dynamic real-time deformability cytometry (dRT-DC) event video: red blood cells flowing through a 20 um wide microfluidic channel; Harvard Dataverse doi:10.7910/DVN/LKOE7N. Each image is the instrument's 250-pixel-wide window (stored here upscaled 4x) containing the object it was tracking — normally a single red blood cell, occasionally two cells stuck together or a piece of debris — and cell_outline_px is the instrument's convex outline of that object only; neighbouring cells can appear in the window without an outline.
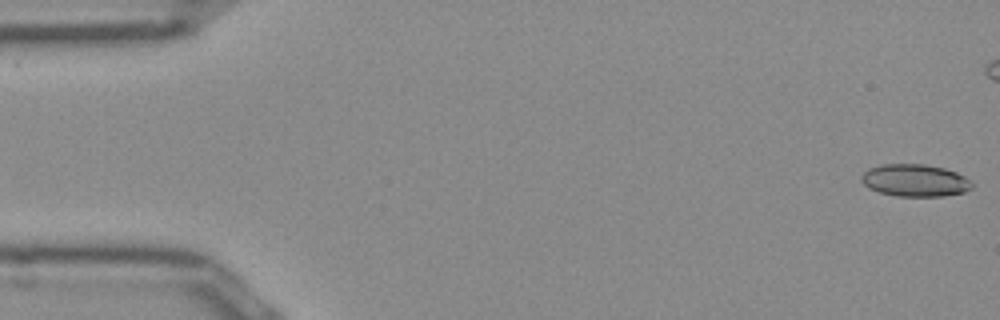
{"species": "Egyptian fruit bat (a non-hibernating species)", "species_latin": "Rousettus aegyptiacus", "temperature_condition": "room temperature", "stored_images_in_passage": 52, "camera_frame_rate_fps": 3000, "um_per_image_px": 0.085, "frame": {"image": 1, "passage_image": 1, "time_ms": 0.0, "image_size_px": [1000, 320], "cell_outline_px": [[972, 188], [964, 192], [944, 196], [896, 196], [880, 192], [868, 188], [860, 180], [860, 176], [868, 168], [884, 164], [924, 164], [944, 168], [956, 172], [964, 176], [972, 184]], "centroid_in_image_um": [77.74, 15.33], "position_along_channel_um": 7.3, "area_um2": 20.81}}
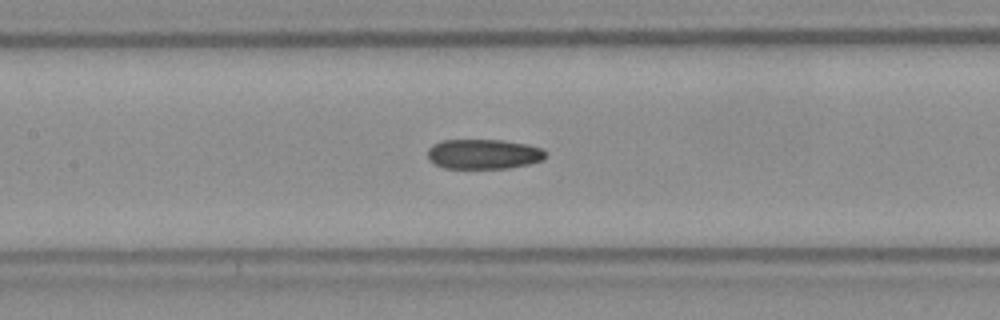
{"frame": {"image": 2, "passage_image": 23, "time_ms": 7.333, "image_size_px": [1000, 320], "cell_outline_px": [[544, 160], [528, 164], [508, 168], [444, 168], [428, 160], [428, 148], [432, 144], [440, 140], [504, 140], [528, 144], [544, 148]], "centroid_in_image_um": [41.09, 13.09], "position_along_channel_um": 166.3, "area_um2": 20.69}}
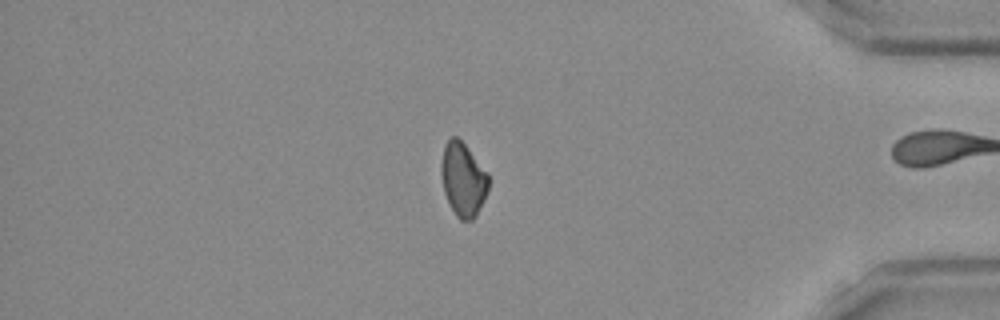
{"frame": {"image": 3, "passage_image": 43, "time_ms": 14.0, "image_size_px": [1000, 320], "cell_outline_px": [[488, 188], [484, 200], [476, 216], [472, 220], [460, 220], [456, 216], [444, 192], [440, 172], [440, 164], [444, 148], [448, 140], [452, 136], [456, 136], [468, 148], [488, 172]], "centroid_in_image_um": [39.36, 15.25], "position_along_channel_um": 395.8, "area_um2": 20.23}}